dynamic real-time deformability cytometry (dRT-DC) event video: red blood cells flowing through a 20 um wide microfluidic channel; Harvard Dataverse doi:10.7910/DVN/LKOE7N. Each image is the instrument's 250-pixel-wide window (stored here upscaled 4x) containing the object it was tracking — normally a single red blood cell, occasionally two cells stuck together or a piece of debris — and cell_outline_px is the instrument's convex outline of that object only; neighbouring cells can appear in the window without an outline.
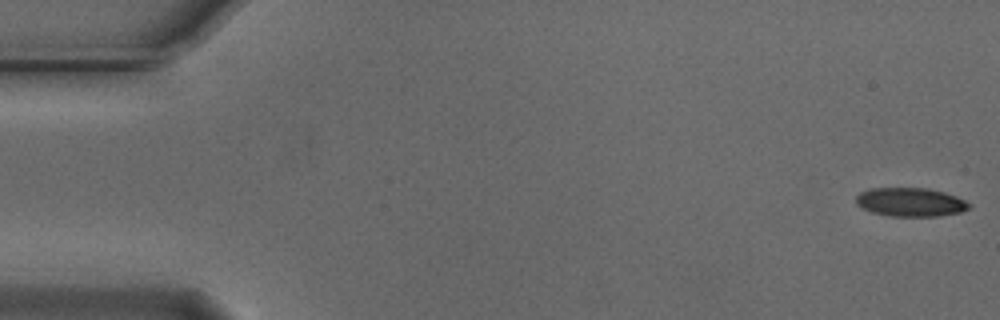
{"species": "Egyptian fruit bat (a non-hibernating species)", "species_latin": "Rousettus aegyptiacus", "temperature_condition": "cold", "stored_images_in_passage": 55, "camera_frame_rate_fps": 3000, "um_per_image_px": 0.085, "animal": {"sex": "male"}, "frame": {"image": 1, "passage_image": 1, "time_ms": 0.0, "image_size_px": [1000, 320], "cell_outline_px": [[972, 204], [968, 208], [960, 212], [936, 216], [892, 216], [872, 212], [856, 204], [856, 196], [860, 192], [868, 188], [928, 188], [944, 192], [956, 196]], "centroid_in_image_um": [77.38, 17.17], "position_along_channel_um": 7.6, "area_um2": 18.84}}
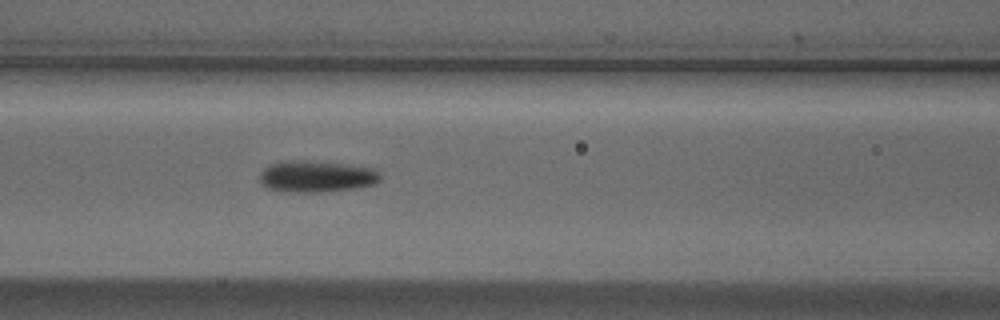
{"frame": {"image": 2, "passage_image": 23, "time_ms": 7.333, "image_size_px": [1000, 320], "cell_outline_px": [[380, 180], [376, 184], [352, 188], [320, 192], [296, 192], [268, 188], [260, 180], [260, 172], [264, 168], [272, 164], [284, 160], [296, 160], [340, 164], [372, 168], [380, 176]], "centroid_in_image_um": [26.87, 15.0], "position_along_channel_um": 139.7, "area_um2": 21.56}}
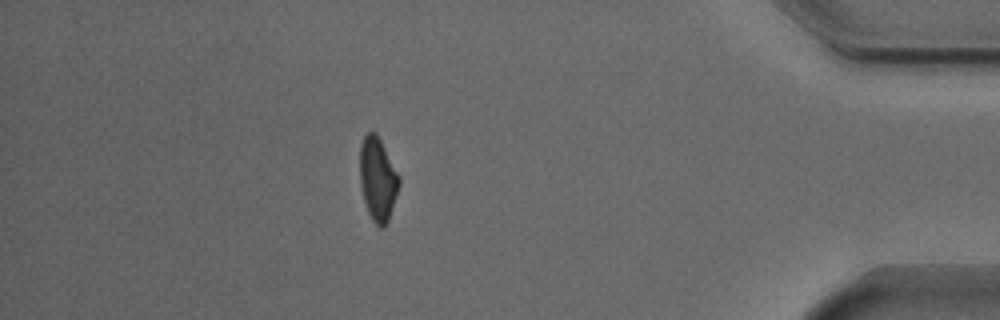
{"frame": {"image": 3, "passage_image": 48, "time_ms": 15.667, "image_size_px": [1000, 320], "cell_outline_px": [[400, 184], [388, 220], [384, 228], [380, 228], [372, 220], [368, 212], [364, 200], [360, 184], [360, 144], [364, 136], [368, 132], [376, 132], [400, 176]], "centroid_in_image_um": [32.11, 15.22], "position_along_channel_um": 403.1, "area_um2": 19.02}, "authors_computed_cell_mechanics": {"area_um2": 20.1722, "velocity_mm_per_s": 3.7302, "shape_relaxation_time_tau1_ms": 3.4544, "shape_relaxation_time_tau2_ms": 2.9237, "deformation_change_tau1": 0.1554, "deformation_change_tau2": 0.1048}}